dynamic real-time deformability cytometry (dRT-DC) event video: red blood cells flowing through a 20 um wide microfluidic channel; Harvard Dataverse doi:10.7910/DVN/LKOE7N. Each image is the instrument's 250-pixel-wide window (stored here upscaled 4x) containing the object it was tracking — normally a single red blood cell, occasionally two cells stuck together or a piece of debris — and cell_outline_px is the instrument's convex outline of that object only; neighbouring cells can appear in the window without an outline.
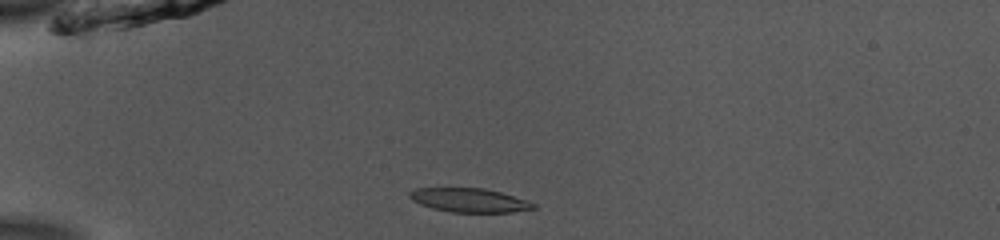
{"species": "common noctule bat (a hibernating species)", "species_latin": "Nyctalus noctula", "temperature_condition": "room temperature", "stored_images_in_passage": 39, "camera_frame_rate_fps": 3000, "um_per_image_px": 0.085, "animal": {"sex": "male", "body_mass_g": 13.0, "forearm_length_mm": 53.1}, "frame": {"image": 1, "passage_image": 1, "time_ms": 0.0, "image_size_px": [1000, 240], "cell_outline_px": [[536, 208], [512, 212], [452, 212], [432, 208], [420, 204], [412, 200], [408, 196], [408, 192], [416, 188], [484, 188], [500, 192], [528, 200], [536, 204]], "centroid_in_image_um": [39.89, 17.01], "position_along_channel_um": 45.1, "area_um2": 17.28}}
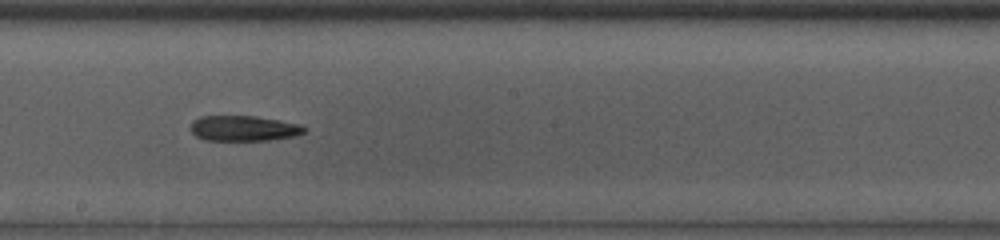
{"frame": {"image": 2, "passage_image": 17, "time_ms": 5.333, "image_size_px": [1000, 240], "cell_outline_px": [[308, 128], [304, 132], [296, 136], [268, 140], [204, 140], [196, 136], [192, 132], [192, 120], [200, 116], [256, 116], [280, 120], [300, 124]], "centroid_in_image_um": [20.74, 10.9], "position_along_channel_um": 227.5, "area_um2": 16.88}}
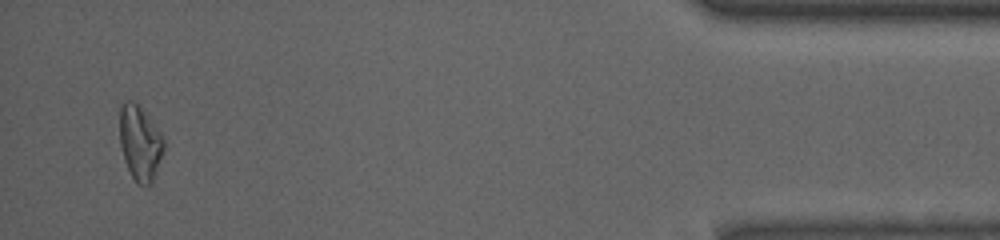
{"frame": {"image": 3, "passage_image": 37, "time_ms": 12.0, "image_size_px": [1000, 240], "cell_outline_px": [[164, 148], [152, 180], [148, 184], [136, 184], [124, 160], [120, 144], [120, 108], [128, 100], [132, 100], [148, 116], [160, 132], [164, 140]], "centroid_in_image_um": [11.88, 12.14], "position_along_channel_um": 423.3, "area_um2": 18.67}}